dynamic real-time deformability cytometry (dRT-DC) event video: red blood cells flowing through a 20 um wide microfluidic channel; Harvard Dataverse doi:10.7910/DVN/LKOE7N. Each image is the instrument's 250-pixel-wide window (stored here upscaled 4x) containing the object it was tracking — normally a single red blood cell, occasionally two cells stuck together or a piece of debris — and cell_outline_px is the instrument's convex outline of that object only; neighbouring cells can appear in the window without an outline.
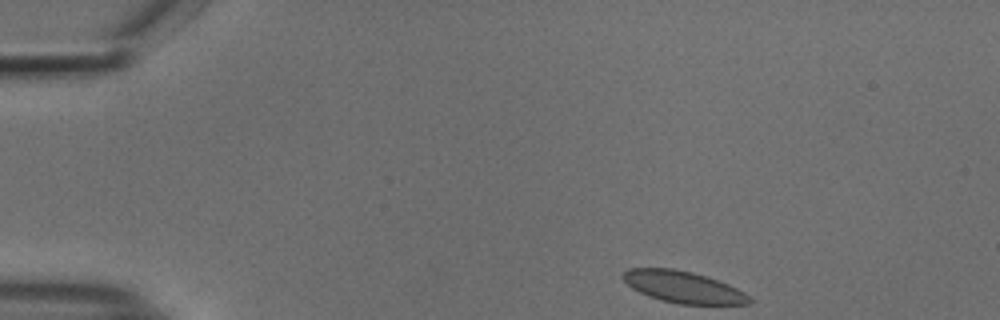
{"species": "common noctule bat (a hibernating species)", "species_latin": "Nyctalus noctula", "temperature_condition": "cold", "stored_images_in_passage": 47, "camera_frame_rate_fps": 3000, "um_per_image_px": 0.085, "animal": {"sex": "male", "body_mass_g": 18.8}, "frame": {"image": 1, "passage_image": 1, "time_ms": 0.0, "image_size_px": [1000, 320], "cell_outline_px": [[752, 304], [680, 304], [660, 300], [648, 296], [632, 288], [620, 276], [628, 268], [672, 268], [692, 272], [728, 284], [744, 292], [752, 300]], "centroid_in_image_um": [58.05, 24.4], "position_along_channel_um": 27.0, "area_um2": 23.18}}
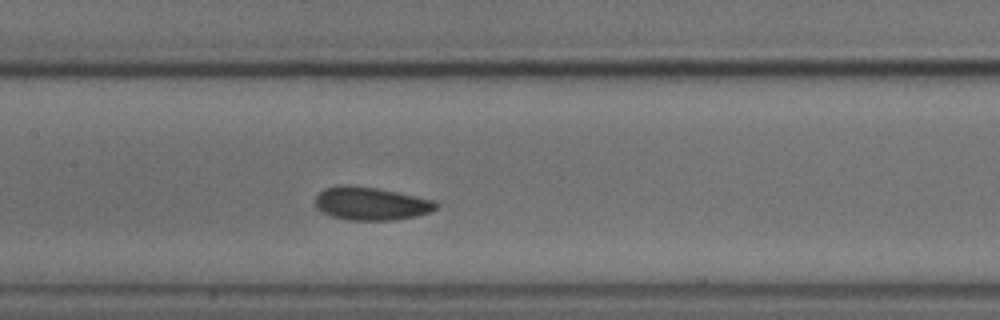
{"frame": {"image": 2, "passage_image": 19, "time_ms": 6.0, "image_size_px": [1000, 320], "cell_outline_px": [[440, 204], [432, 212], [416, 216], [392, 220], [348, 220], [332, 216], [316, 208], [316, 196], [324, 188], [340, 184], [376, 188], [436, 200]], "centroid_in_image_um": [31.56, 17.3], "position_along_channel_um": 175.8, "area_um2": 23.29}}
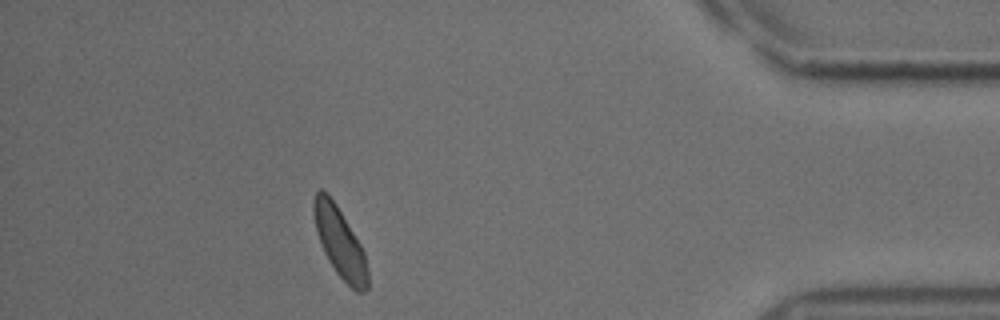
{"frame": {"image": 3, "passage_image": 41, "time_ms": 13.333, "image_size_px": [1000, 320], "cell_outline_px": [[368, 288], [364, 292], [356, 292], [336, 272], [328, 260], [324, 252], [316, 232], [312, 212], [312, 200], [316, 192], [320, 188], [336, 204], [360, 244], [364, 252], [368, 268]], "centroid_in_image_um": [28.87, 20.62], "position_along_channel_um": 406.3, "area_um2": 21.85}, "authors_computed_cell_mechanics": {"area_um2": 22.8888, "velocity_mm_per_s": 3.7287, "shape_relaxation_time_tau1_ms": 2.0202, "shape_relaxation_time_tau2_ms": 10.4017, "deformation_change_tau1": 0.0617, "deformation_change_tau2": 0.1165}}